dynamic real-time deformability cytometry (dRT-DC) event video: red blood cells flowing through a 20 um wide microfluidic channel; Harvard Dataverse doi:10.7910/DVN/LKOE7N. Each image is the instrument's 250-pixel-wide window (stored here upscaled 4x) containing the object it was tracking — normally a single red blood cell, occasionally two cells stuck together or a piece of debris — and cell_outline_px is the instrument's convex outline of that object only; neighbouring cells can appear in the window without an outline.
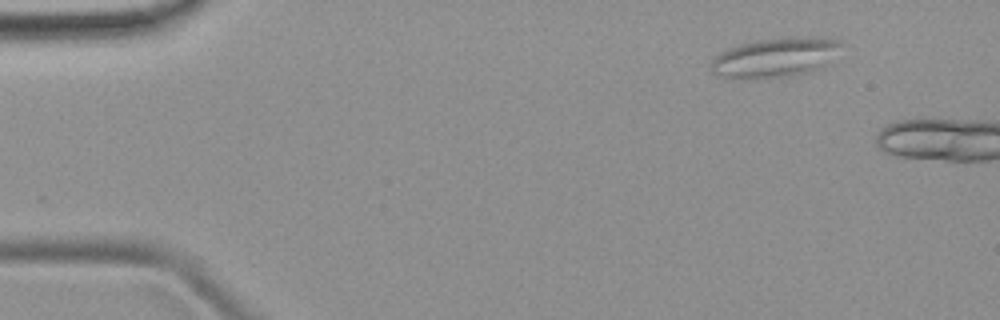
{"species": "common noctule bat (a hibernating species)", "species_latin": "Nyctalus noctula", "temperature_condition": "room temperature", "stored_images_in_passage": 2, "camera_frame_rate_fps": 3000, "um_per_image_px": 0.085, "animal": {"sex": "female", "body_mass_g": 19.9}, "frame": {"image": 1, "passage_image": 1, "time_ms": 0.0, "image_size_px": [1000, 320], "cell_outline_px": [[844, 44], [820, 68], [788, 76], [752, 80], [740, 80], [724, 76], [712, 72], [712, 60], [720, 52], [728, 48], [740, 44], [756, 40], [796, 36], [820, 36], [840, 40]], "centroid_in_image_um": [65.88, 4.87], "position_along_channel_um": 19.1, "area_um2": 30.11}}